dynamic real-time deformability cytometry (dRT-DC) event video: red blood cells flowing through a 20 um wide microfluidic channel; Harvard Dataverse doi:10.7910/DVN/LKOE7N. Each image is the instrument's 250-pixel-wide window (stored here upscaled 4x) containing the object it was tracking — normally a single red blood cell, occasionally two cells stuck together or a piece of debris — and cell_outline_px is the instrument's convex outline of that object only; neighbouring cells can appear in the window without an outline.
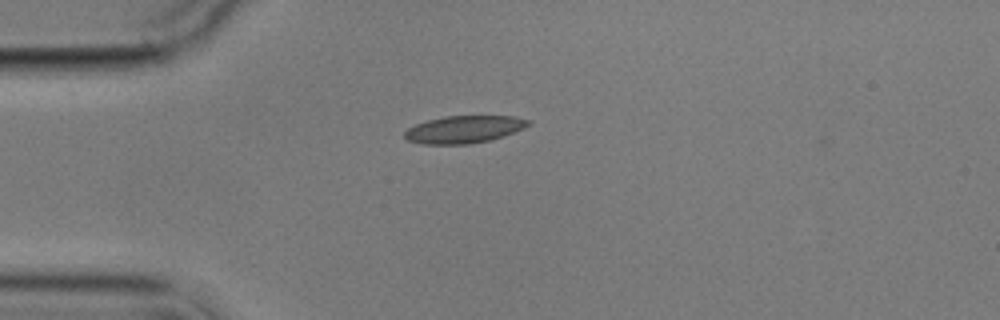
{"species": "common noctule bat (a hibernating species)", "species_latin": "Nyctalus noctula", "temperature_condition": "cold", "stored_images_in_passage": 4, "camera_frame_rate_fps": 3000, "um_per_image_px": 0.085, "animal": {"sex": "male", "body_mass_g": 17.9}, "frame": {"image": 1, "passage_image": 1, "time_ms": 0.0, "image_size_px": [1000, 320], "cell_outline_px": [[532, 124], [524, 128], [488, 140], [468, 144], [424, 144], [408, 140], [404, 136], [404, 132], [408, 128], [416, 124], [428, 120], [444, 116], [516, 116], [532, 120]], "centroid_in_image_um": [39.46, 10.98], "position_along_channel_um": 45.5, "area_um2": 19.59}}
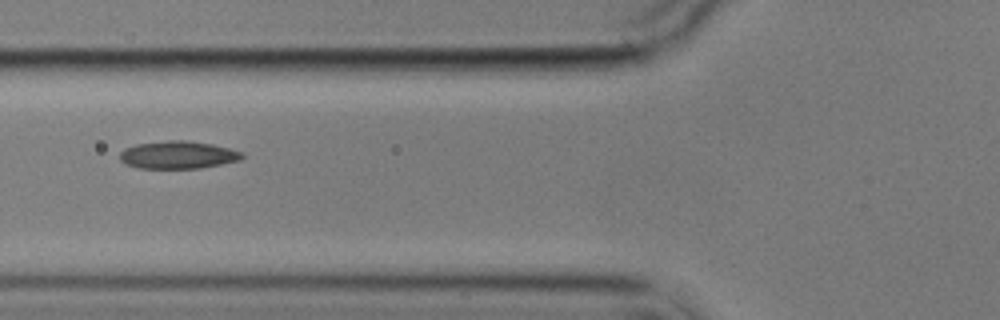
{"frame": {"image": 2, "passage_image": 3, "time_ms": 2.333, "image_size_px": [1000, 320], "cell_outline_px": [[244, 156], [240, 160], [200, 168], [136, 168], [124, 164], [120, 160], [120, 152], [124, 148], [136, 144], [172, 140], [188, 140], [212, 144], [244, 152]], "centroid_in_image_um": [15.11, 13.16], "position_along_channel_um": 110.7, "area_um2": 19.77}}
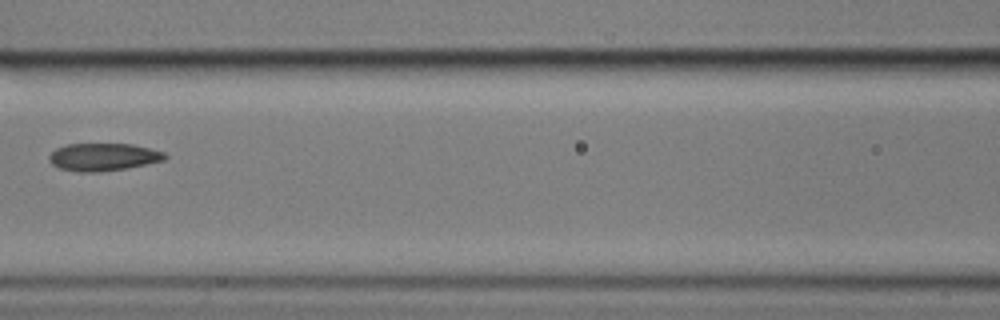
{"frame": {"image": 3, "passage_image": 4, "time_ms": 3.667, "image_size_px": [1000, 320], "cell_outline_px": [[168, 156], [164, 160], [128, 168], [96, 172], [80, 172], [60, 168], [52, 164], [48, 160], [48, 156], [56, 148], [68, 144], [132, 144], [164, 152]], "centroid_in_image_um": [8.77, 13.34], "position_along_channel_um": 157.8, "area_um2": 18.55}}